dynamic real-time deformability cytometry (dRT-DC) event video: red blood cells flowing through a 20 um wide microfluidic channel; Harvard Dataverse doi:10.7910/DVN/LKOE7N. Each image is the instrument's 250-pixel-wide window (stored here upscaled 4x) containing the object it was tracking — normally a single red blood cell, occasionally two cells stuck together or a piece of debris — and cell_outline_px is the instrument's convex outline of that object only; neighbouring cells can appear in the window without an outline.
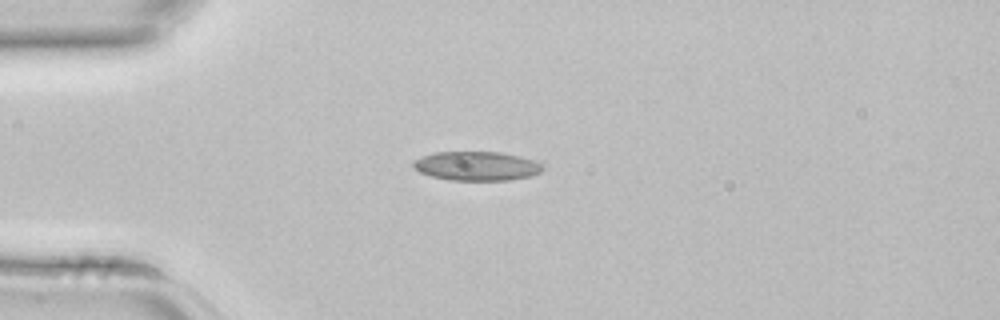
{"species": "common noctule bat (a hibernating species)", "species_latin": "Nyctalus noctula", "temperature_condition": "room temperature", "stored_images_in_passage": 3, "camera_frame_rate_fps": 3000, "um_per_image_px": 0.085, "animal": {"sex": "female", "body_mass_g": 22.7, "forearm_length_mm": 54.2}, "frame": {"image": 1, "passage_image": 3, "time_ms": 0.667, "image_size_px": [1000, 320], "cell_outline_px": [[544, 168], [540, 172], [532, 176], [508, 180], [448, 180], [432, 176], [420, 172], [412, 164], [412, 160], [436, 152], [500, 152], [520, 156], [544, 164]], "centroid_in_image_um": [40.54, 14.11], "position_along_channel_um": 44.5, "area_um2": 21.91}}